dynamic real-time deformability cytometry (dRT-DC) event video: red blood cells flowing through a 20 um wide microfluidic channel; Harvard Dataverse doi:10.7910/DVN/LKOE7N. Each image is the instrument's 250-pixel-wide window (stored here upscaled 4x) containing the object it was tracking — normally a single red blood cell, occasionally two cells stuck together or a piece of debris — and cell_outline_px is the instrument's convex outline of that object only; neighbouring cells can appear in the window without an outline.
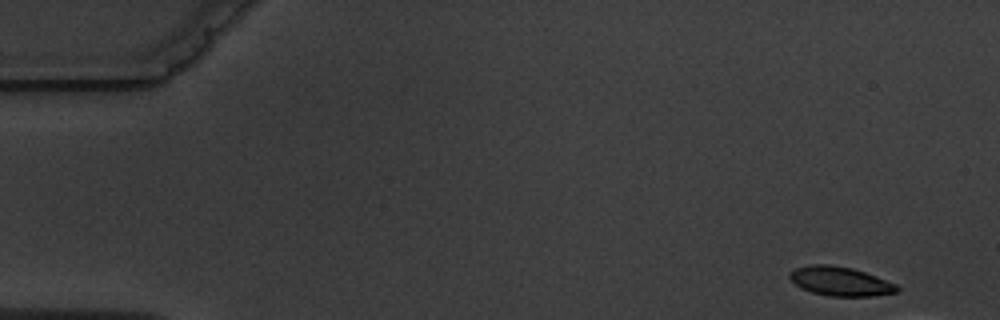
{"species": "common noctule bat (a hibernating species)", "species_latin": "Nyctalus noctula", "temperature_condition": "warm", "stored_images_in_passage": 7, "camera_frame_rate_fps": 3000, "um_per_image_px": 0.085, "animal": {"sex": "male", "body_mass_g": 19.5, "forearm_length_mm": 54.6}, "frame": {"image": 1, "passage_image": 1, "time_ms": 0.0, "image_size_px": [1000, 320], "cell_outline_px": [[900, 288], [896, 292], [872, 296], [828, 296], [812, 292], [800, 288], [788, 276], [788, 272], [796, 268], [812, 264], [828, 264], [852, 268], [876, 276], [896, 284]], "centroid_in_image_um": [71.4, 23.91], "position_along_channel_um": 13.6, "area_um2": 18.15}}
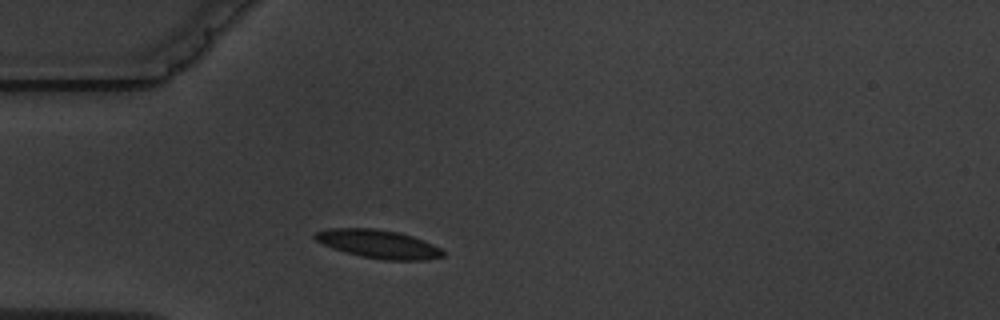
{"frame": {"image": 2, "passage_image": 5, "time_ms": 5.667, "image_size_px": [1000, 320], "cell_outline_px": [[444, 256], [424, 260], [384, 260], [360, 256], [344, 252], [332, 248], [316, 240], [312, 236], [316, 232], [328, 228], [376, 228], [400, 232], [424, 240], [440, 248], [444, 252]], "centroid_in_image_um": [32.16, 20.73], "position_along_channel_um": 52.8, "area_um2": 21.27}}
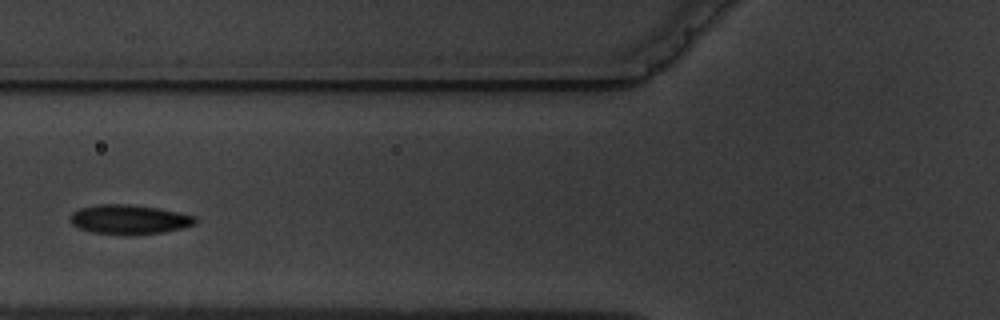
{"frame": {"image": 3, "passage_image": 7, "time_ms": 7.667, "image_size_px": [1000, 320], "cell_outline_px": [[196, 224], [184, 228], [164, 232], [92, 232], [80, 228], [72, 224], [72, 212], [80, 208], [96, 204], [128, 204], [160, 208], [196, 216]], "centroid_in_image_um": [11.03, 18.6], "position_along_channel_um": 114.8, "area_um2": 20.63}}